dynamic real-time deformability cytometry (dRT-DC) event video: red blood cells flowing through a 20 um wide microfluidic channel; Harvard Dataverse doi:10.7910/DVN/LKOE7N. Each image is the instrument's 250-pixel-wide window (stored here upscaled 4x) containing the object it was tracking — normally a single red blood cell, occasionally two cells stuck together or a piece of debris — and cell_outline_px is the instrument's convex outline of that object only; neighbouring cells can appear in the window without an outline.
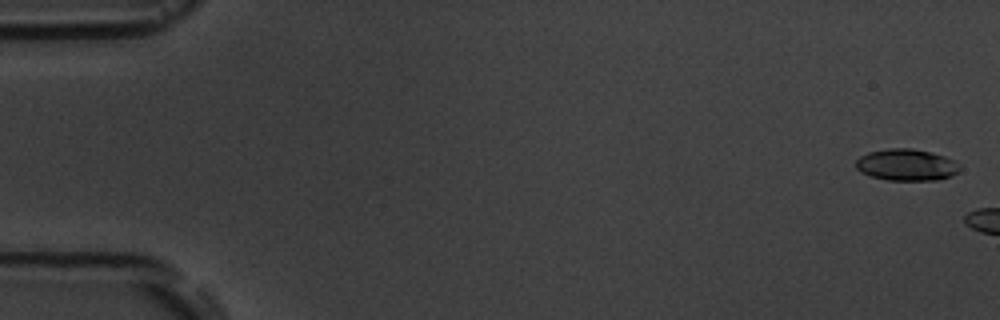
{"species": "common noctule bat (a hibernating species)", "species_latin": "Nyctalus noctula", "temperature_condition": "room temperature", "stored_images_in_passage": 2, "camera_frame_rate_fps": 3000, "um_per_image_px": 0.085, "animal": {"sex": "male", "body_mass_g": 19.5, "forearm_length_mm": 54.6}, "frame": {"image": 1, "passage_image": 1, "time_ms": 0.0, "image_size_px": [1000, 320], "cell_outline_px": [[960, 168], [952, 176], [936, 180], [888, 180], [872, 176], [860, 172], [856, 168], [856, 160], [860, 156], [868, 152], [888, 148], [912, 148], [932, 152], [944, 156], [960, 164]], "centroid_in_image_um": [77.04, 14.0], "position_along_channel_um": 8.0, "area_um2": 19.19}}